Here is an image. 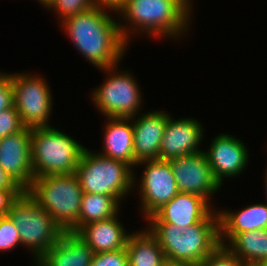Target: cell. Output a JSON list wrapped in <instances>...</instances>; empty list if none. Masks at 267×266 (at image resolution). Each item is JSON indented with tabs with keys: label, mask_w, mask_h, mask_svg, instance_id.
Wrapping results in <instances>:
<instances>
[{
	"label": "cell",
	"mask_w": 267,
	"mask_h": 266,
	"mask_svg": "<svg viewBox=\"0 0 267 266\" xmlns=\"http://www.w3.org/2000/svg\"><path fill=\"white\" fill-rule=\"evenodd\" d=\"M116 9L95 4L86 11L61 21L75 48L98 70L119 65L128 44L123 39L119 21L109 12Z\"/></svg>",
	"instance_id": "6da1fadb"
},
{
	"label": "cell",
	"mask_w": 267,
	"mask_h": 266,
	"mask_svg": "<svg viewBox=\"0 0 267 266\" xmlns=\"http://www.w3.org/2000/svg\"><path fill=\"white\" fill-rule=\"evenodd\" d=\"M116 13L124 21H119V28L128 45L134 31L153 38L177 39L186 35L192 23V15L176 0H123Z\"/></svg>",
	"instance_id": "7a4b0ae2"
},
{
	"label": "cell",
	"mask_w": 267,
	"mask_h": 266,
	"mask_svg": "<svg viewBox=\"0 0 267 266\" xmlns=\"http://www.w3.org/2000/svg\"><path fill=\"white\" fill-rule=\"evenodd\" d=\"M147 228L165 259L179 264L198 266L220 245L219 220H202L184 230L174 224H148Z\"/></svg>",
	"instance_id": "3957f363"
},
{
	"label": "cell",
	"mask_w": 267,
	"mask_h": 266,
	"mask_svg": "<svg viewBox=\"0 0 267 266\" xmlns=\"http://www.w3.org/2000/svg\"><path fill=\"white\" fill-rule=\"evenodd\" d=\"M26 191L64 231H78L83 190L75 172L35 177Z\"/></svg>",
	"instance_id": "277c9868"
},
{
	"label": "cell",
	"mask_w": 267,
	"mask_h": 266,
	"mask_svg": "<svg viewBox=\"0 0 267 266\" xmlns=\"http://www.w3.org/2000/svg\"><path fill=\"white\" fill-rule=\"evenodd\" d=\"M85 147L52 127L32 128L31 164L34 178L76 171Z\"/></svg>",
	"instance_id": "5b68a950"
},
{
	"label": "cell",
	"mask_w": 267,
	"mask_h": 266,
	"mask_svg": "<svg viewBox=\"0 0 267 266\" xmlns=\"http://www.w3.org/2000/svg\"><path fill=\"white\" fill-rule=\"evenodd\" d=\"M91 151L85 149L75 171L83 193L110 195L121 203L136 185L133 168Z\"/></svg>",
	"instance_id": "8992f818"
},
{
	"label": "cell",
	"mask_w": 267,
	"mask_h": 266,
	"mask_svg": "<svg viewBox=\"0 0 267 266\" xmlns=\"http://www.w3.org/2000/svg\"><path fill=\"white\" fill-rule=\"evenodd\" d=\"M8 215L16 225L21 245L29 247L30 252L34 254V263L60 239L64 232L27 191H23L12 203Z\"/></svg>",
	"instance_id": "52a82bcc"
},
{
	"label": "cell",
	"mask_w": 267,
	"mask_h": 266,
	"mask_svg": "<svg viewBox=\"0 0 267 266\" xmlns=\"http://www.w3.org/2000/svg\"><path fill=\"white\" fill-rule=\"evenodd\" d=\"M117 66L100 69L108 77L101 86L93 89L91 98L105 117L131 118L138 115L142 107L141 89L130 72H117Z\"/></svg>",
	"instance_id": "ba28073f"
},
{
	"label": "cell",
	"mask_w": 267,
	"mask_h": 266,
	"mask_svg": "<svg viewBox=\"0 0 267 266\" xmlns=\"http://www.w3.org/2000/svg\"><path fill=\"white\" fill-rule=\"evenodd\" d=\"M44 76L11 73L14 107L27 128L53 127L49 123L53 97Z\"/></svg>",
	"instance_id": "9c48e42d"
},
{
	"label": "cell",
	"mask_w": 267,
	"mask_h": 266,
	"mask_svg": "<svg viewBox=\"0 0 267 266\" xmlns=\"http://www.w3.org/2000/svg\"><path fill=\"white\" fill-rule=\"evenodd\" d=\"M144 166L139 180V196L143 215L147 220L164 204L172 200L179 192L171 164L162 159L144 160L137 166Z\"/></svg>",
	"instance_id": "30bf717a"
},
{
	"label": "cell",
	"mask_w": 267,
	"mask_h": 266,
	"mask_svg": "<svg viewBox=\"0 0 267 266\" xmlns=\"http://www.w3.org/2000/svg\"><path fill=\"white\" fill-rule=\"evenodd\" d=\"M179 192L199 195L210 203V197L221 188L214 178L205 152L169 160Z\"/></svg>",
	"instance_id": "8fae6325"
},
{
	"label": "cell",
	"mask_w": 267,
	"mask_h": 266,
	"mask_svg": "<svg viewBox=\"0 0 267 266\" xmlns=\"http://www.w3.org/2000/svg\"><path fill=\"white\" fill-rule=\"evenodd\" d=\"M205 198L185 192L177 195L158 209L148 224H174L184 230L202 220H219L218 211Z\"/></svg>",
	"instance_id": "7c38bea8"
},
{
	"label": "cell",
	"mask_w": 267,
	"mask_h": 266,
	"mask_svg": "<svg viewBox=\"0 0 267 266\" xmlns=\"http://www.w3.org/2000/svg\"><path fill=\"white\" fill-rule=\"evenodd\" d=\"M31 133L32 129L25 127L15 134L0 139V166L24 191L34 180L31 164Z\"/></svg>",
	"instance_id": "4fadbf2b"
},
{
	"label": "cell",
	"mask_w": 267,
	"mask_h": 266,
	"mask_svg": "<svg viewBox=\"0 0 267 266\" xmlns=\"http://www.w3.org/2000/svg\"><path fill=\"white\" fill-rule=\"evenodd\" d=\"M246 145L229 134L213 138L207 151L204 150L214 178L222 186L225 177L233 178L244 172L249 162Z\"/></svg>",
	"instance_id": "5bb4252c"
},
{
	"label": "cell",
	"mask_w": 267,
	"mask_h": 266,
	"mask_svg": "<svg viewBox=\"0 0 267 266\" xmlns=\"http://www.w3.org/2000/svg\"><path fill=\"white\" fill-rule=\"evenodd\" d=\"M203 131L202 124L193 117L177 120L169 115L161 140L159 159L169 161L202 151L198 147L204 137Z\"/></svg>",
	"instance_id": "9a60e30c"
},
{
	"label": "cell",
	"mask_w": 267,
	"mask_h": 266,
	"mask_svg": "<svg viewBox=\"0 0 267 266\" xmlns=\"http://www.w3.org/2000/svg\"><path fill=\"white\" fill-rule=\"evenodd\" d=\"M165 111H150L132 117L134 134V167L144 160L159 159L164 130L169 118ZM135 117H138L137 119Z\"/></svg>",
	"instance_id": "2e32d148"
},
{
	"label": "cell",
	"mask_w": 267,
	"mask_h": 266,
	"mask_svg": "<svg viewBox=\"0 0 267 266\" xmlns=\"http://www.w3.org/2000/svg\"><path fill=\"white\" fill-rule=\"evenodd\" d=\"M117 215L118 213L111 218L83 225L76 234L94 253L125 249L130 233L126 232Z\"/></svg>",
	"instance_id": "e0dca14e"
},
{
	"label": "cell",
	"mask_w": 267,
	"mask_h": 266,
	"mask_svg": "<svg viewBox=\"0 0 267 266\" xmlns=\"http://www.w3.org/2000/svg\"><path fill=\"white\" fill-rule=\"evenodd\" d=\"M94 251L75 232L60 239L35 263L36 266H90Z\"/></svg>",
	"instance_id": "ac0fdd59"
},
{
	"label": "cell",
	"mask_w": 267,
	"mask_h": 266,
	"mask_svg": "<svg viewBox=\"0 0 267 266\" xmlns=\"http://www.w3.org/2000/svg\"><path fill=\"white\" fill-rule=\"evenodd\" d=\"M106 120L107 123H105V129L103 130V151L98 154L123 161L133 168L134 134L132 117H106Z\"/></svg>",
	"instance_id": "d6986e66"
},
{
	"label": "cell",
	"mask_w": 267,
	"mask_h": 266,
	"mask_svg": "<svg viewBox=\"0 0 267 266\" xmlns=\"http://www.w3.org/2000/svg\"><path fill=\"white\" fill-rule=\"evenodd\" d=\"M220 244L226 245L238 233L267 229L266 204H251L242 210H219Z\"/></svg>",
	"instance_id": "ffe728a7"
},
{
	"label": "cell",
	"mask_w": 267,
	"mask_h": 266,
	"mask_svg": "<svg viewBox=\"0 0 267 266\" xmlns=\"http://www.w3.org/2000/svg\"><path fill=\"white\" fill-rule=\"evenodd\" d=\"M125 249L128 266H161L166 261L158 240L148 228L130 233Z\"/></svg>",
	"instance_id": "44dd1931"
},
{
	"label": "cell",
	"mask_w": 267,
	"mask_h": 266,
	"mask_svg": "<svg viewBox=\"0 0 267 266\" xmlns=\"http://www.w3.org/2000/svg\"><path fill=\"white\" fill-rule=\"evenodd\" d=\"M225 246L246 265H260L267 261V229L238 233Z\"/></svg>",
	"instance_id": "7402d4cb"
},
{
	"label": "cell",
	"mask_w": 267,
	"mask_h": 266,
	"mask_svg": "<svg viewBox=\"0 0 267 266\" xmlns=\"http://www.w3.org/2000/svg\"><path fill=\"white\" fill-rule=\"evenodd\" d=\"M120 203L110 195L83 193L78 216V230L90 222L101 221L119 213Z\"/></svg>",
	"instance_id": "603a6c76"
},
{
	"label": "cell",
	"mask_w": 267,
	"mask_h": 266,
	"mask_svg": "<svg viewBox=\"0 0 267 266\" xmlns=\"http://www.w3.org/2000/svg\"><path fill=\"white\" fill-rule=\"evenodd\" d=\"M92 0H46L42 6L56 11L60 22L65 18L86 11L94 6Z\"/></svg>",
	"instance_id": "cb8c5ba5"
},
{
	"label": "cell",
	"mask_w": 267,
	"mask_h": 266,
	"mask_svg": "<svg viewBox=\"0 0 267 266\" xmlns=\"http://www.w3.org/2000/svg\"><path fill=\"white\" fill-rule=\"evenodd\" d=\"M21 244L19 232L9 215L0 217V251H9Z\"/></svg>",
	"instance_id": "d4e9b609"
},
{
	"label": "cell",
	"mask_w": 267,
	"mask_h": 266,
	"mask_svg": "<svg viewBox=\"0 0 267 266\" xmlns=\"http://www.w3.org/2000/svg\"><path fill=\"white\" fill-rule=\"evenodd\" d=\"M198 266H246L226 246L219 245Z\"/></svg>",
	"instance_id": "484cf974"
},
{
	"label": "cell",
	"mask_w": 267,
	"mask_h": 266,
	"mask_svg": "<svg viewBox=\"0 0 267 266\" xmlns=\"http://www.w3.org/2000/svg\"><path fill=\"white\" fill-rule=\"evenodd\" d=\"M24 128L25 126L14 106L0 112V139L15 134Z\"/></svg>",
	"instance_id": "4316f807"
},
{
	"label": "cell",
	"mask_w": 267,
	"mask_h": 266,
	"mask_svg": "<svg viewBox=\"0 0 267 266\" xmlns=\"http://www.w3.org/2000/svg\"><path fill=\"white\" fill-rule=\"evenodd\" d=\"M90 266H128L126 249L95 253Z\"/></svg>",
	"instance_id": "83f0119b"
},
{
	"label": "cell",
	"mask_w": 267,
	"mask_h": 266,
	"mask_svg": "<svg viewBox=\"0 0 267 266\" xmlns=\"http://www.w3.org/2000/svg\"><path fill=\"white\" fill-rule=\"evenodd\" d=\"M14 106L11 74L0 72V112Z\"/></svg>",
	"instance_id": "f1b7e54d"
},
{
	"label": "cell",
	"mask_w": 267,
	"mask_h": 266,
	"mask_svg": "<svg viewBox=\"0 0 267 266\" xmlns=\"http://www.w3.org/2000/svg\"><path fill=\"white\" fill-rule=\"evenodd\" d=\"M23 191V189H0V217L8 215L12 203Z\"/></svg>",
	"instance_id": "f546056e"
},
{
	"label": "cell",
	"mask_w": 267,
	"mask_h": 266,
	"mask_svg": "<svg viewBox=\"0 0 267 266\" xmlns=\"http://www.w3.org/2000/svg\"><path fill=\"white\" fill-rule=\"evenodd\" d=\"M0 189H21L0 166Z\"/></svg>",
	"instance_id": "4dcf8cb0"
},
{
	"label": "cell",
	"mask_w": 267,
	"mask_h": 266,
	"mask_svg": "<svg viewBox=\"0 0 267 266\" xmlns=\"http://www.w3.org/2000/svg\"><path fill=\"white\" fill-rule=\"evenodd\" d=\"M94 4L103 5L107 7H112L116 9L123 0H92Z\"/></svg>",
	"instance_id": "1f68e13d"
},
{
	"label": "cell",
	"mask_w": 267,
	"mask_h": 266,
	"mask_svg": "<svg viewBox=\"0 0 267 266\" xmlns=\"http://www.w3.org/2000/svg\"><path fill=\"white\" fill-rule=\"evenodd\" d=\"M182 7H184L190 14L192 13V0H176Z\"/></svg>",
	"instance_id": "d6a6232c"
},
{
	"label": "cell",
	"mask_w": 267,
	"mask_h": 266,
	"mask_svg": "<svg viewBox=\"0 0 267 266\" xmlns=\"http://www.w3.org/2000/svg\"><path fill=\"white\" fill-rule=\"evenodd\" d=\"M161 266H188V265L179 264V263L166 260Z\"/></svg>",
	"instance_id": "836d02e7"
},
{
	"label": "cell",
	"mask_w": 267,
	"mask_h": 266,
	"mask_svg": "<svg viewBox=\"0 0 267 266\" xmlns=\"http://www.w3.org/2000/svg\"><path fill=\"white\" fill-rule=\"evenodd\" d=\"M265 173H266V174L264 175V176H265V177H264V178H265V187H264V188H265V191H266L265 194H266V196H267V168H266V172H265ZM266 198H267V197H266Z\"/></svg>",
	"instance_id": "e575fe53"
},
{
	"label": "cell",
	"mask_w": 267,
	"mask_h": 266,
	"mask_svg": "<svg viewBox=\"0 0 267 266\" xmlns=\"http://www.w3.org/2000/svg\"><path fill=\"white\" fill-rule=\"evenodd\" d=\"M259 266H267V261L262 262Z\"/></svg>",
	"instance_id": "d590c367"
},
{
	"label": "cell",
	"mask_w": 267,
	"mask_h": 266,
	"mask_svg": "<svg viewBox=\"0 0 267 266\" xmlns=\"http://www.w3.org/2000/svg\"><path fill=\"white\" fill-rule=\"evenodd\" d=\"M46 0H38L39 3L43 4Z\"/></svg>",
	"instance_id": "8d00e7d4"
}]
</instances>
